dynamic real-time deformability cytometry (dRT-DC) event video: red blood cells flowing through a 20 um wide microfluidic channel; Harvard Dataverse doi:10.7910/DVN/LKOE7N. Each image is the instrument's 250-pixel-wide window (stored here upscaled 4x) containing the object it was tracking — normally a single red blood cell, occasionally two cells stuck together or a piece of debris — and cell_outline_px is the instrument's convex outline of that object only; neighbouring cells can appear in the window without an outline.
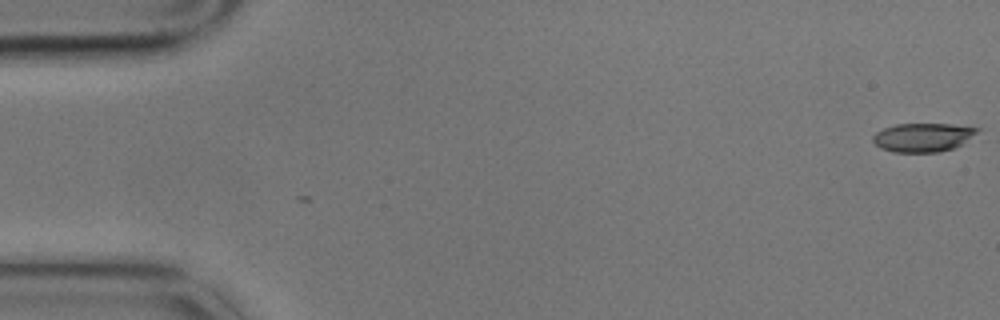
{"species": "common noctule bat (a hibernating species)", "species_latin": "Nyctalus noctula", "temperature_condition": "cold", "stored_images_in_passage": 5, "camera_frame_rate_fps": 3000, "um_per_image_px": 0.085, "animal": {"sex": "male", "body_mass_g": 17.9}, "frame": {"image": 1, "passage_image": 1, "time_ms": 0.0, "image_size_px": [1000, 320], "cell_outline_px": [[980, 128], [976, 132], [960, 144], [952, 148], [936, 152], [892, 152], [880, 148], [872, 140], [872, 136], [876, 132], [884, 128], [896, 124], [948, 124]], "centroid_in_image_um": [78.36, 11.67], "position_along_channel_um": 6.6, "area_um2": 17.11}}
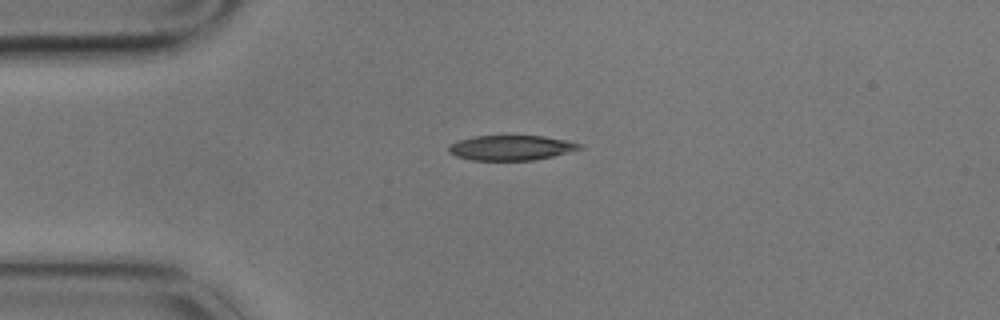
{"frame": {"image": 2, "passage_image": 4, "time_ms": 1.0, "image_size_px": [1000, 320], "cell_outline_px": [[584, 148], [552, 156], [532, 160], [472, 160], [456, 156], [448, 152], [448, 148], [452, 144], [460, 140], [476, 136], [544, 136], [568, 140], [584, 144]], "centroid_in_image_um": [43.5, 12.56], "position_along_channel_um": 41.5, "area_um2": 18.96}}